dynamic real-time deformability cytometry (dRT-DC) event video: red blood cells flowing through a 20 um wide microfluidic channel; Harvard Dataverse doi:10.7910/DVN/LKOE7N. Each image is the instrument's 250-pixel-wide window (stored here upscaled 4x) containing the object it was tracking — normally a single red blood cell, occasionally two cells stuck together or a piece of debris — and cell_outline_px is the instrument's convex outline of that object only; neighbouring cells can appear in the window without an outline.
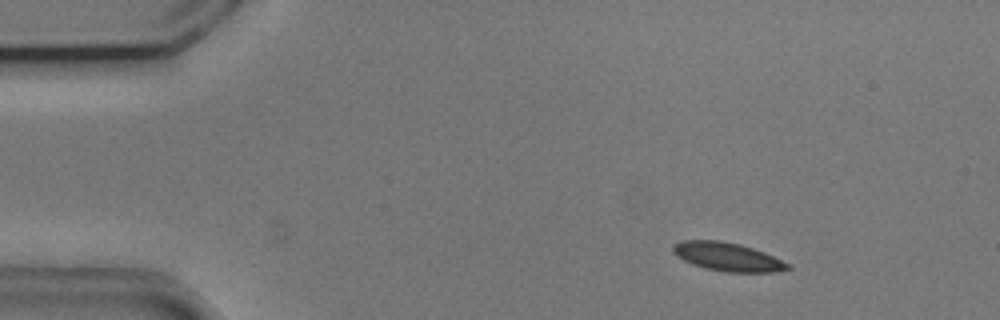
{"species": "common noctule bat (a hibernating species)", "species_latin": "Nyctalus noctula", "temperature_condition": "cold", "stored_images_in_passage": 53, "camera_frame_rate_fps": 3000, "um_per_image_px": 0.085, "animal": {"sex": "male", "body_mass_g": 20.5, "forearm_length_mm": 52.5}, "frame": {"image": 1, "passage_image": 6, "time_ms": 1.667, "image_size_px": [1000, 320], "cell_outline_px": [[792, 268], [776, 272], [728, 272], [704, 268], [692, 264], [676, 256], [672, 252], [672, 244], [680, 240], [720, 240], [740, 244], [764, 252], [792, 264]], "centroid_in_image_um": [61.84, 21.82], "position_along_channel_um": 23.2, "area_um2": 19.31}}
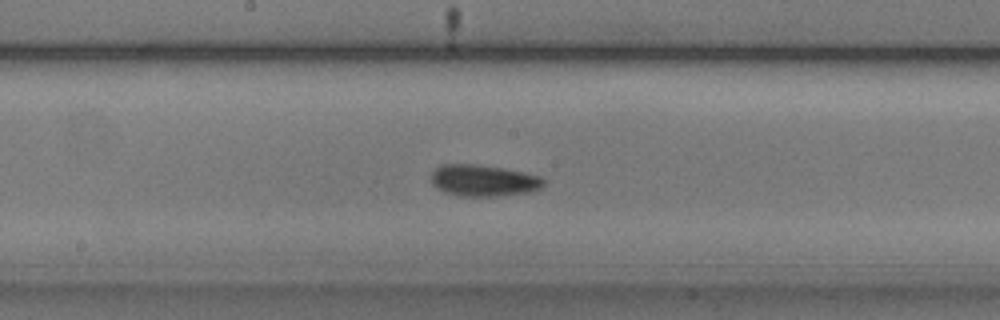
{"frame": {"image": 2, "passage_image": 27, "time_ms": 8.667, "image_size_px": [1000, 320], "cell_outline_px": [[544, 184], [540, 188], [528, 192], [496, 196], [460, 196], [444, 192], [436, 188], [432, 184], [432, 172], [440, 164], [472, 164], [500, 168], [540, 176], [544, 180]], "centroid_in_image_um": [41.04, 15.35], "position_along_channel_um": 207.2, "area_um2": 20.4}}
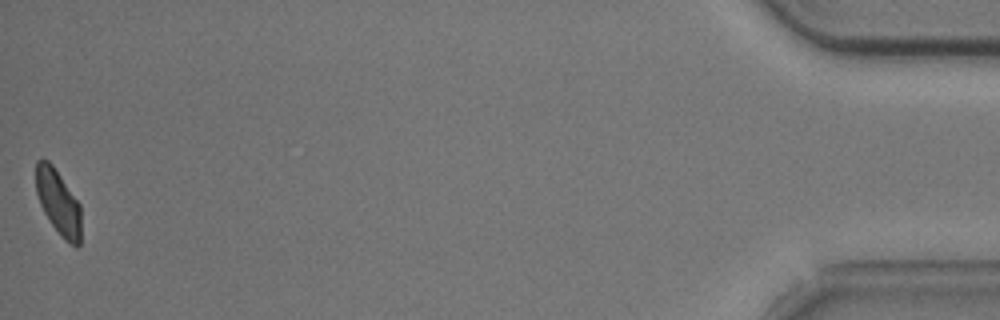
{"frame": {"image": 3, "passage_image": 53, "time_ms": 17.333, "image_size_px": [1000, 320], "cell_outline_px": [[80, 244], [76, 248], [64, 240], [52, 224], [44, 212], [40, 204], [36, 192], [36, 160], [48, 160], [52, 164], [80, 204]], "centroid_in_image_um": [4.95, 17.21], "position_along_channel_um": 430.2, "area_um2": 16.94}, "authors_computed_cell_mechanics": {"area_um2": 18.8428, "velocity_mm_per_s": 3.6907, "shape_relaxation_time_tau1_ms": 1.7911, "shape_relaxation_time_tau2_ms": 2.3427, "deformation_change_tau1": 0.0875, "deformation_change_tau2": 0.0665}}